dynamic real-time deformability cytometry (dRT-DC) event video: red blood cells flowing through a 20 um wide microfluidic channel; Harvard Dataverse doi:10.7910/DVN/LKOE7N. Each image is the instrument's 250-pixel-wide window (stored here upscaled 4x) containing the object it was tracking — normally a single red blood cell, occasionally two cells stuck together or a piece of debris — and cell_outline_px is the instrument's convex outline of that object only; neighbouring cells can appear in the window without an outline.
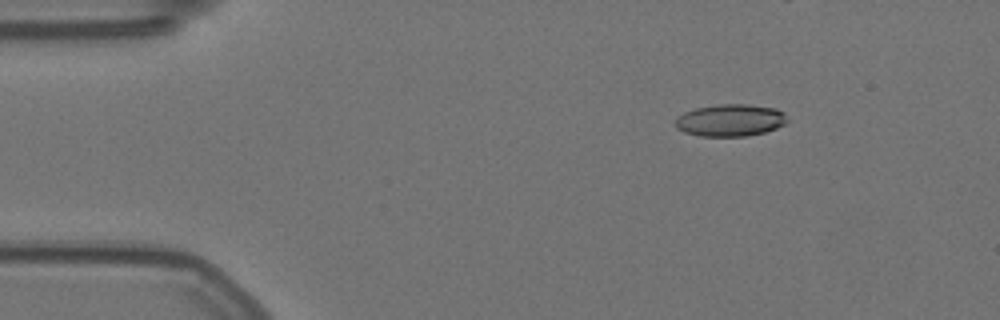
{"species": "Egyptian fruit bat (a non-hibernating species)", "species_latin": "Rousettus aegyptiacus", "temperature_condition": "warm", "stored_images_in_passage": 45, "camera_frame_rate_fps": 3000, "um_per_image_px": 0.085, "animal": {"sex": "female"}, "frame": {"image": 1, "passage_image": 8, "time_ms": 2.333, "image_size_px": [1000, 320], "cell_outline_px": [[788, 120], [784, 124], [776, 128], [764, 132], [748, 136], [700, 136], [684, 132], [676, 128], [676, 116], [684, 112], [696, 108], [716, 104], [748, 104], [776, 108], [784, 112]], "centroid_in_image_um": [62.07, 10.21], "position_along_channel_um": 22.9, "area_um2": 21.1}}
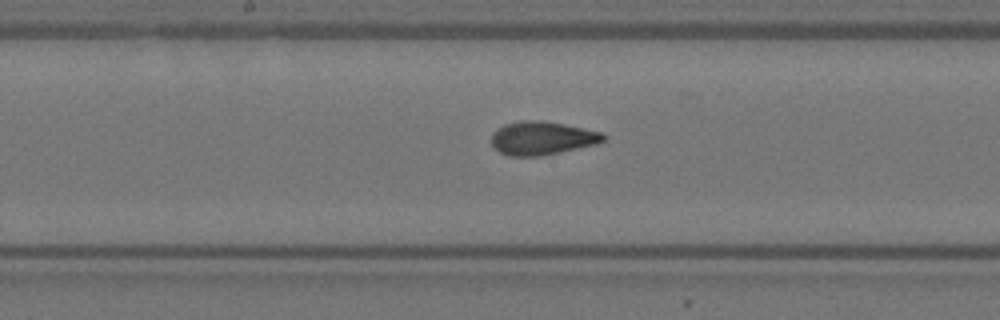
{"frame": {"image": 2, "passage_image": 29, "time_ms": 9.333, "image_size_px": [1000, 320], "cell_outline_px": [[608, 136], [604, 140], [596, 144], [560, 152], [540, 156], [508, 156], [500, 152], [492, 144], [492, 132], [504, 124], [524, 120], [540, 120], [604, 132]], "centroid_in_image_um": [46.09, 11.74], "position_along_channel_um": 202.1, "area_um2": 21.73}}
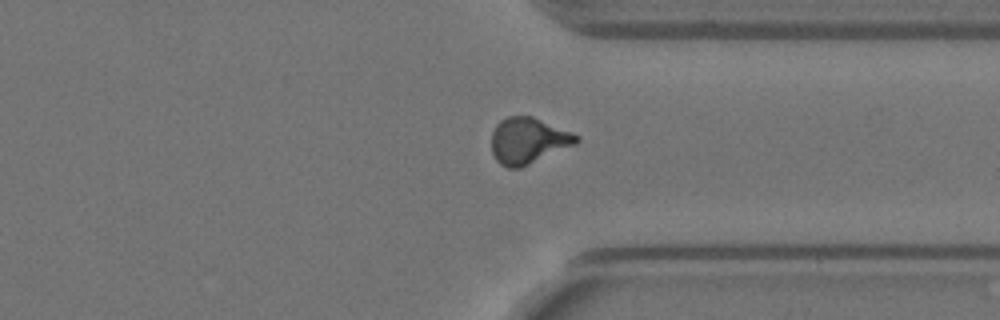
{"frame": {"image": 3, "passage_image": 43, "time_ms": 14.0, "image_size_px": [1000, 320], "cell_outline_px": [[580, 140], [576, 144], [520, 168], [508, 168], [500, 164], [496, 160], [492, 152], [492, 132], [496, 124], [500, 120], [508, 116], [532, 116], [572, 132], [580, 136]], "centroid_in_image_um": [44.89, 11.95], "position_along_channel_um": 366.5, "area_um2": 22.83}}